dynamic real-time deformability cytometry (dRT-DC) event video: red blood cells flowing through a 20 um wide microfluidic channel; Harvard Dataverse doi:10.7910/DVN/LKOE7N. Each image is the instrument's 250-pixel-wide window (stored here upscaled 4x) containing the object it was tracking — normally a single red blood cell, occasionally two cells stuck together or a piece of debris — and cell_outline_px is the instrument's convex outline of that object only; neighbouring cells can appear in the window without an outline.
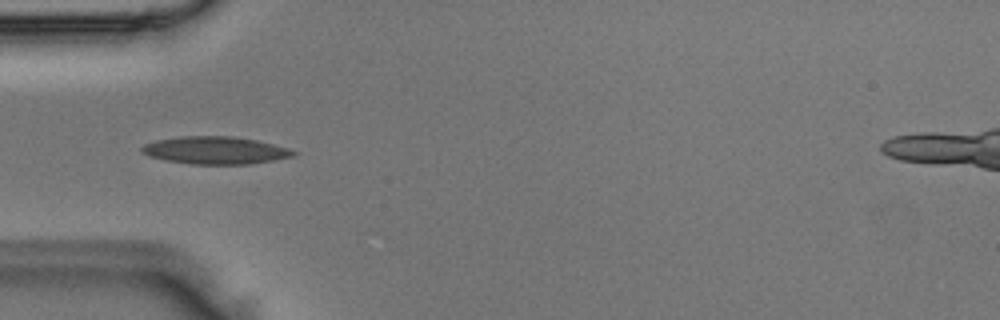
{"species": "Egyptian fruit bat (a non-hibernating species)", "species_latin": "Rousettus aegyptiacus", "temperature_condition": "room temperature", "stored_images_in_passage": 4, "camera_frame_rate_fps": 3000, "um_per_image_px": 0.085, "animal": {"sex": "male"}, "frame": {"image": 1, "passage_image": 4, "time_ms": 1.0, "image_size_px": [1000, 320], "cell_outline_px": [[296, 152], [292, 156], [272, 160], [248, 164], [192, 164], [164, 160], [148, 156], [140, 148], [144, 144], [156, 140], [180, 136], [232, 136], [256, 140], [288, 148]], "centroid_in_image_um": [18.25, 12.77], "position_along_channel_um": 66.8, "area_um2": 24.1}}